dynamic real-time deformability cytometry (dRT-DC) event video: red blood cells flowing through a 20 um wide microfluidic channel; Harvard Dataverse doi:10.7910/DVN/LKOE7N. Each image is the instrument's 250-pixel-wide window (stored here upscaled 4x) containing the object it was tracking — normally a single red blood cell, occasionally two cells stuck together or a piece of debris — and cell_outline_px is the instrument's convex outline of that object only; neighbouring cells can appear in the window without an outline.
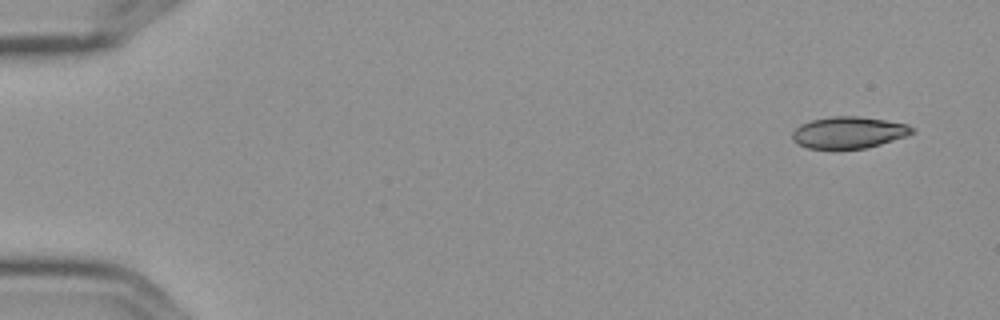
{"species": "Egyptian fruit bat (a non-hibernating species)", "species_latin": "Rousettus aegyptiacus", "temperature_condition": "cold", "stored_images_in_passage": 5, "camera_frame_rate_fps": 3000, "um_per_image_px": 0.085, "frame": {"image": 1, "passage_image": 1, "time_ms": 0.0, "image_size_px": [1000, 320], "cell_outline_px": [[916, 132], [880, 144], [864, 148], [808, 148], [796, 144], [792, 140], [792, 132], [800, 124], [812, 120], [832, 116], [860, 116], [908, 124]], "centroid_in_image_um": [72.1, 11.25], "position_along_channel_um": 12.9, "area_um2": 21.91}}
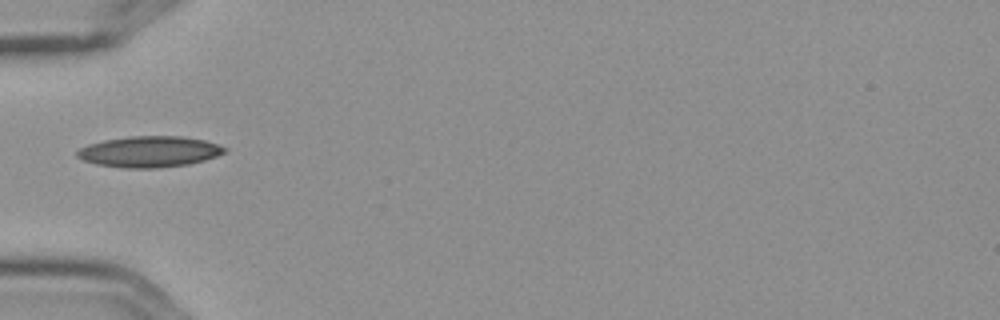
{"frame": {"image": 2, "passage_image": 5, "time_ms": 1.333, "image_size_px": [1000, 320], "cell_outline_px": [[228, 152], [204, 160], [188, 164], [156, 168], [124, 168], [96, 164], [84, 160], [76, 156], [76, 152], [80, 148], [88, 144], [104, 140], [128, 136], [184, 136], [204, 140], [228, 148]], "centroid_in_image_um": [12.71, 12.89], "position_along_channel_um": 72.3, "area_um2": 26.7}}